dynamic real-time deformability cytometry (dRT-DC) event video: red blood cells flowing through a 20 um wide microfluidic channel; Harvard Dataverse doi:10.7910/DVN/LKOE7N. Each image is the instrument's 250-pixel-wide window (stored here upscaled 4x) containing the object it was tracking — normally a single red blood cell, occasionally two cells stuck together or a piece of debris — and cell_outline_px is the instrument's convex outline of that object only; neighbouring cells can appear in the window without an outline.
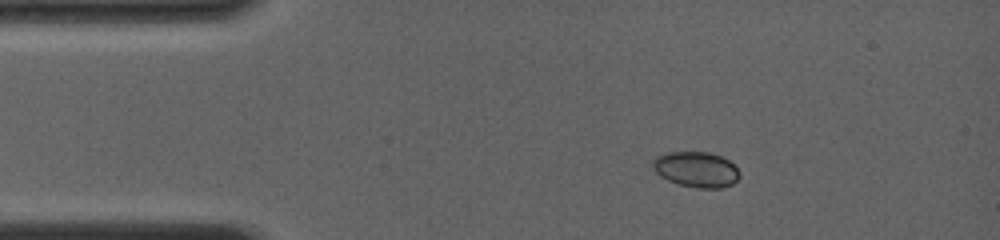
{"species": "common noctule bat (a hibernating species)", "species_latin": "Nyctalus noctula", "temperature_condition": "room temperature", "stored_images_in_passage": 5, "camera_frame_rate_fps": 4000, "um_per_image_px": 0.085, "animal": {"sex": "female", "body_mass_g": 19.0, "forearm_length_mm": 56.7}, "frame": {"image": 1, "passage_image": 1, "time_ms": 0.0, "image_size_px": [1000, 240], "cell_outline_px": [[740, 176], [732, 184], [720, 188], [700, 188], [680, 184], [668, 180], [660, 176], [652, 168], [652, 160], [656, 156], [668, 152], [708, 152], [720, 156], [728, 160], [740, 172]], "centroid_in_image_um": [59.16, 14.39], "position_along_channel_um": 25.8, "area_um2": 17.86}}